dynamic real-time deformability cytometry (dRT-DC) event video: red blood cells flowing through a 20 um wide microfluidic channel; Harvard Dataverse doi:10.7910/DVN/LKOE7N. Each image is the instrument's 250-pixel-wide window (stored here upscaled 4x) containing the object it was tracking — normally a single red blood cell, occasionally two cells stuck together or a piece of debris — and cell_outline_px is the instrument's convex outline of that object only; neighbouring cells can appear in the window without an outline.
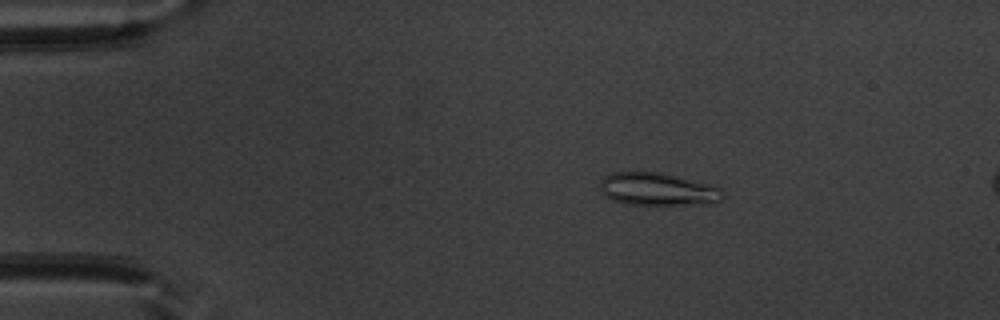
{"species": "common noctule bat (a hibernating species)", "species_latin": "Nyctalus noctula", "temperature_condition": "warm", "stored_images_in_passage": 16, "camera_frame_rate_fps": 3000, "um_per_image_px": 0.085, "animal": {"sex": "male", "body_mass_g": 20.1, "forearm_length_mm": 53.5}, "frame": {"image": 1, "passage_image": 10, "time_ms": 3.0, "image_size_px": [1000, 320], "cell_outline_px": [[724, 196], [720, 200], [708, 204], [628, 204], [612, 200], [600, 188], [604, 176], [612, 172], [660, 172], [712, 184], [724, 188]], "centroid_in_image_um": [55.99, 16.07], "position_along_channel_um": 29.0, "area_um2": 23.35}}